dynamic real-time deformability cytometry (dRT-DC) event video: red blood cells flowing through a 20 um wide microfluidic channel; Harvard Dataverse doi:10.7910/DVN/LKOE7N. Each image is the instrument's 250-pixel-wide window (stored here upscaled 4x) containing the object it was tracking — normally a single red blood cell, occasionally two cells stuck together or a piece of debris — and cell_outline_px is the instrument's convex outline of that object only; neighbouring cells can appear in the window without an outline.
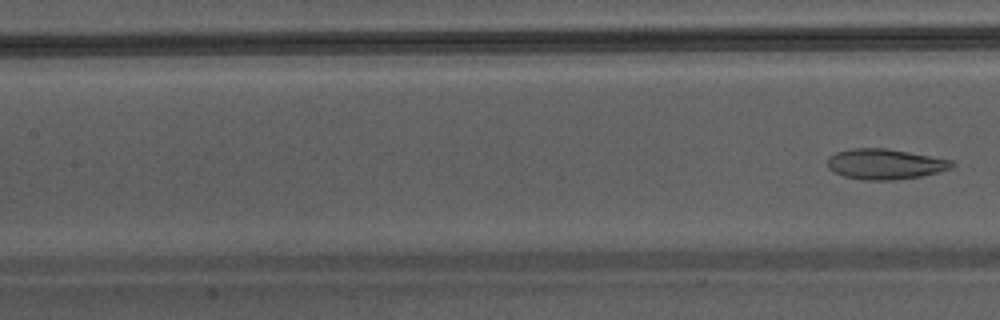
{"species": "Egyptian fruit bat (a non-hibernating species)", "species_latin": "Rousettus aegyptiacus", "temperature_condition": "warm", "stored_images_in_passage": 4, "camera_frame_rate_fps": 3000, "um_per_image_px": 0.085, "animal": {"sex": "male"}, "frame": {"image": 1, "passage_image": 4, "time_ms": 1.0, "image_size_px": [1000, 320], "cell_outline_px": [[956, 164], [952, 168], [920, 176], [892, 180], [864, 180], [844, 176], [832, 172], [828, 168], [828, 156], [836, 152], [852, 148], [884, 148], [908, 152], [952, 160]], "centroid_in_image_um": [75.19, 13.94], "position_along_channel_um": 132.2, "area_um2": 21.96}}